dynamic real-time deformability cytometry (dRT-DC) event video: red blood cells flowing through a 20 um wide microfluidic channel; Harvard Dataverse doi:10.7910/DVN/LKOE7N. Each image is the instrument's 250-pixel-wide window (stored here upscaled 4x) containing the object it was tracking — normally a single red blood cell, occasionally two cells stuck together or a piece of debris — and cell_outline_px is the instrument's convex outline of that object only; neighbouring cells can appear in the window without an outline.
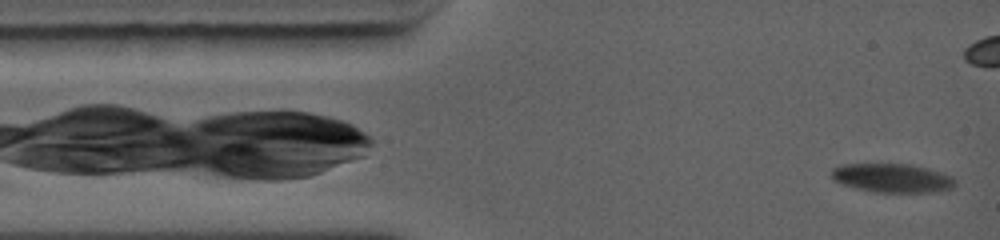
{"species": "common noctule bat (a hibernating species)", "species_latin": "Nyctalus noctula", "temperature_condition": "warm", "stored_images_in_passage": 35, "camera_frame_rate_fps": 5000, "um_per_image_px": 0.085, "animal": {"sex": "female", "body_mass_g": 19.0, "forearm_length_mm": 56.7}, "frame": {"image": 1, "passage_image": 1, "time_ms": 0.0, "image_size_px": [1000, 240], "cell_outline_px": [[956, 184], [952, 188], [936, 192], [876, 192], [856, 188], [840, 184], [832, 180], [832, 168], [844, 164], [912, 164], [944, 172], [952, 176], [956, 180]], "centroid_in_image_um": [75.87, 15.13], "position_along_channel_um": 9.1, "area_um2": 21.04}}
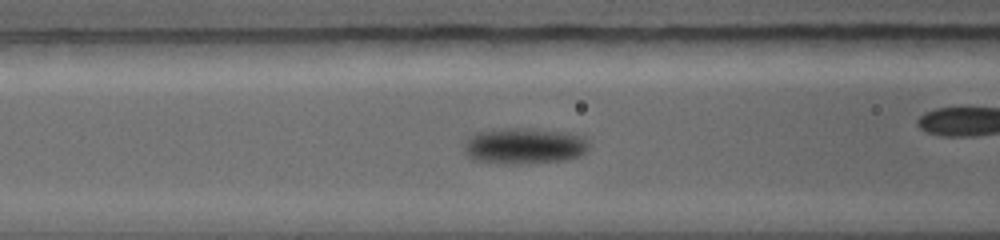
{"frame": {"image": 2, "passage_image": 11, "time_ms": 4.2, "image_size_px": [1000, 240], "cell_outline_px": [[588, 148], [580, 156], [564, 160], [528, 164], [500, 164], [476, 160], [468, 156], [464, 152], [464, 140], [468, 136], [476, 132], [500, 128], [524, 128], [568, 132], [584, 136], [588, 140]], "centroid_in_image_um": [44.54, 12.4], "position_along_channel_um": 122.1, "area_um2": 26.76}, "authors_computed_cell_mechanics": {"area_um2": 22.542, "velocity_mm_per_s": 4.2027, "shape_relaxation_time_tau1_ms": 1.5728, "shape_relaxation_time_tau2_ms": null, "deformation_change_tau1": 0.0953, "deformation_change_tau2": null}}